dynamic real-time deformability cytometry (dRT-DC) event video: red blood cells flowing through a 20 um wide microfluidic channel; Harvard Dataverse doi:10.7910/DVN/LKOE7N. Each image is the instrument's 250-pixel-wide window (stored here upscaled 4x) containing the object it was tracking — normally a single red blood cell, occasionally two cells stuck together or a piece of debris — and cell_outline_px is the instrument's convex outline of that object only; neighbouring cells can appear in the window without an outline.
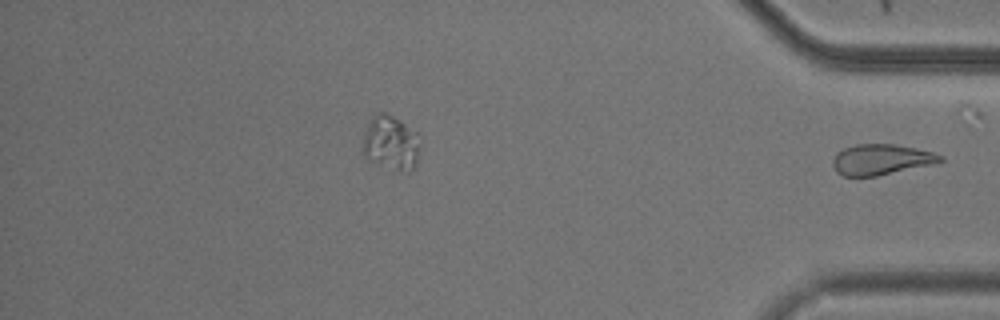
{"species": "common noctule bat (a hibernating species)", "species_latin": "Nyctalus noctula", "temperature_condition": "cold", "stored_images_in_passage": 41, "segment_of_instrument_passage": [2, 2], "camera_frame_rate_fps": 3000, "um_per_image_px": 0.085, "animal": {"sex": "male", "body_mass_g": 20.5, "forearm_length_mm": 52.5}, "frame": {"image": 1, "passage_image": 41, "time_ms": 13.333, "image_size_px": [1000, 320], "cell_outline_px": [[944, 160], [932, 164], [876, 176], [844, 176], [836, 172], [832, 164], [832, 160], [844, 148], [856, 144], [892, 144], [916, 148], [932, 152], [944, 156]], "centroid_in_image_um": [74.9, 13.56], "position_along_channel_um": 360.3, "area_um2": 18.96}}